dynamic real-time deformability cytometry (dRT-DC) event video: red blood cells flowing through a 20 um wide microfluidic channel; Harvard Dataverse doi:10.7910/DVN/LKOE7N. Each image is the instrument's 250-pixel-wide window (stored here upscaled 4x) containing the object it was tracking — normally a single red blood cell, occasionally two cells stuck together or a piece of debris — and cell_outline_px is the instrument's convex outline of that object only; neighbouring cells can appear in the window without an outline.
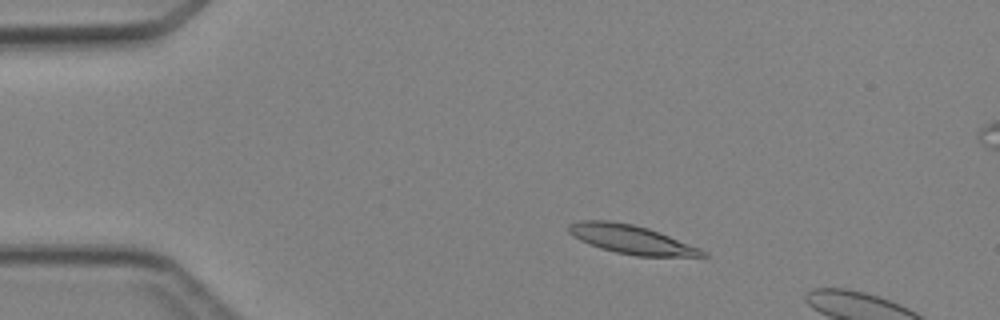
{"species": "Egyptian fruit bat (a non-hibernating species)", "species_latin": "Rousettus aegyptiacus", "temperature_condition": "cold", "stored_images_in_passage": 3, "camera_frame_rate_fps": 3000, "um_per_image_px": 0.085, "animal": {"sex": "female"}, "frame": {"image": 1, "passage_image": 1, "time_ms": 0.0, "image_size_px": [1000, 320], "cell_outline_px": [[708, 256], [636, 256], [616, 252], [600, 248], [580, 240], [568, 232], [568, 224], [580, 220], [608, 220], [632, 224], [648, 228], [700, 248], [708, 252]], "centroid_in_image_um": [53.64, 20.34], "position_along_channel_um": 31.4, "area_um2": 22.25}}